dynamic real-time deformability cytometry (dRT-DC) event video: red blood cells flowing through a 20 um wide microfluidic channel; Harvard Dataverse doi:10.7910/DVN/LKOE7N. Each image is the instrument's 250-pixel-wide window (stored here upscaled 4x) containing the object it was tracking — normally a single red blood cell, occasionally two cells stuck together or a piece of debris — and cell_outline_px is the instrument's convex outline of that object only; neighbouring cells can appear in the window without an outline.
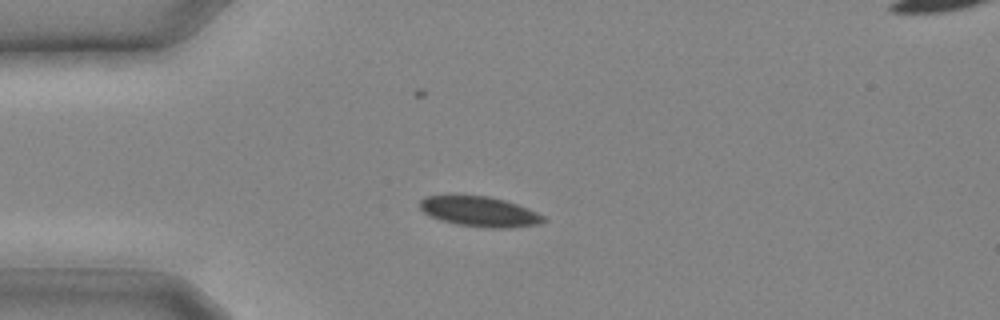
{"species": "common noctule bat (a hibernating species)", "species_latin": "Nyctalus noctula", "temperature_condition": "cold", "stored_images_in_passage": 4, "camera_frame_rate_fps": 3000, "um_per_image_px": 0.085, "animal": {"sex": "male", "body_mass_g": 20.4}, "frame": {"image": 1, "passage_image": 1, "time_ms": 0.0, "image_size_px": [1000, 320], "cell_outline_px": [[548, 220], [540, 224], [508, 228], [488, 228], [456, 224], [432, 216], [424, 212], [420, 208], [420, 200], [424, 196], [488, 196], [504, 200], [528, 208], [544, 216]], "centroid_in_image_um": [40.82, 17.99], "position_along_channel_um": 44.2, "area_um2": 21.44}}
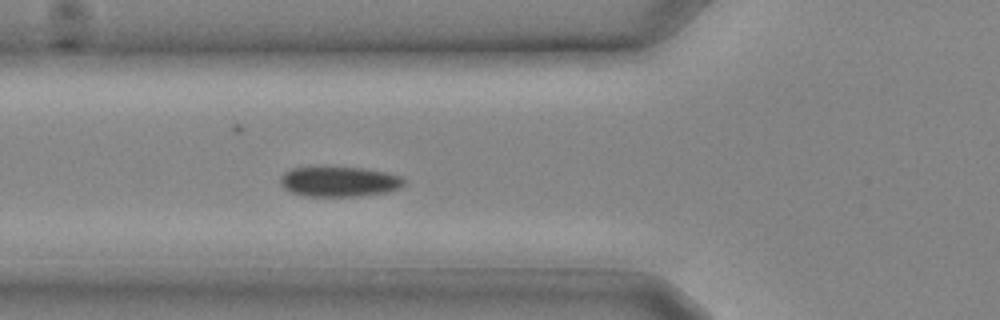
{"frame": {"image": 2, "passage_image": 4, "time_ms": 1.0, "image_size_px": [1000, 320], "cell_outline_px": [[408, 180], [400, 188], [388, 192], [356, 196], [304, 196], [292, 192], [284, 188], [280, 184], [280, 176], [284, 172], [292, 168], [312, 164], [324, 164], [368, 168], [400, 176]], "centroid_in_image_um": [28.79, 15.37], "position_along_channel_um": 97.0, "area_um2": 22.89}}